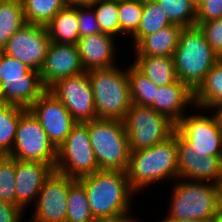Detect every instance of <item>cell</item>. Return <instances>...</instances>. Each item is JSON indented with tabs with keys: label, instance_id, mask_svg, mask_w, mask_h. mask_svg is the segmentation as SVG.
Wrapping results in <instances>:
<instances>
[{
	"label": "cell",
	"instance_id": "1",
	"mask_svg": "<svg viewBox=\"0 0 222 222\" xmlns=\"http://www.w3.org/2000/svg\"><path fill=\"white\" fill-rule=\"evenodd\" d=\"M77 180L84 187L94 219L130 216L134 191L126 171L98 170Z\"/></svg>",
	"mask_w": 222,
	"mask_h": 222
},
{
	"label": "cell",
	"instance_id": "2",
	"mask_svg": "<svg viewBox=\"0 0 222 222\" xmlns=\"http://www.w3.org/2000/svg\"><path fill=\"white\" fill-rule=\"evenodd\" d=\"M177 133L150 148L130 152L127 178L134 192L166 178H178Z\"/></svg>",
	"mask_w": 222,
	"mask_h": 222
},
{
	"label": "cell",
	"instance_id": "3",
	"mask_svg": "<svg viewBox=\"0 0 222 222\" xmlns=\"http://www.w3.org/2000/svg\"><path fill=\"white\" fill-rule=\"evenodd\" d=\"M186 180V181H185ZM183 179L172 188L167 218L217 221L222 218L220 185Z\"/></svg>",
	"mask_w": 222,
	"mask_h": 222
},
{
	"label": "cell",
	"instance_id": "4",
	"mask_svg": "<svg viewBox=\"0 0 222 222\" xmlns=\"http://www.w3.org/2000/svg\"><path fill=\"white\" fill-rule=\"evenodd\" d=\"M173 59L177 79L194 91L219 58L200 27L193 25L181 28Z\"/></svg>",
	"mask_w": 222,
	"mask_h": 222
},
{
	"label": "cell",
	"instance_id": "5",
	"mask_svg": "<svg viewBox=\"0 0 222 222\" xmlns=\"http://www.w3.org/2000/svg\"><path fill=\"white\" fill-rule=\"evenodd\" d=\"M87 72L97 118L123 121L132 105L127 70L113 66Z\"/></svg>",
	"mask_w": 222,
	"mask_h": 222
},
{
	"label": "cell",
	"instance_id": "6",
	"mask_svg": "<svg viewBox=\"0 0 222 222\" xmlns=\"http://www.w3.org/2000/svg\"><path fill=\"white\" fill-rule=\"evenodd\" d=\"M88 132L99 170L127 171L130 149L123 121L97 118L88 122Z\"/></svg>",
	"mask_w": 222,
	"mask_h": 222
},
{
	"label": "cell",
	"instance_id": "7",
	"mask_svg": "<svg viewBox=\"0 0 222 222\" xmlns=\"http://www.w3.org/2000/svg\"><path fill=\"white\" fill-rule=\"evenodd\" d=\"M46 90L40 72L0 51V102L28 109Z\"/></svg>",
	"mask_w": 222,
	"mask_h": 222
},
{
	"label": "cell",
	"instance_id": "8",
	"mask_svg": "<svg viewBox=\"0 0 222 222\" xmlns=\"http://www.w3.org/2000/svg\"><path fill=\"white\" fill-rule=\"evenodd\" d=\"M130 152L150 148L176 132V124L152 107L130 106L123 120Z\"/></svg>",
	"mask_w": 222,
	"mask_h": 222
},
{
	"label": "cell",
	"instance_id": "9",
	"mask_svg": "<svg viewBox=\"0 0 222 222\" xmlns=\"http://www.w3.org/2000/svg\"><path fill=\"white\" fill-rule=\"evenodd\" d=\"M54 170L74 179L99 170L89 139L88 122L76 123L57 150Z\"/></svg>",
	"mask_w": 222,
	"mask_h": 222
},
{
	"label": "cell",
	"instance_id": "10",
	"mask_svg": "<svg viewBox=\"0 0 222 222\" xmlns=\"http://www.w3.org/2000/svg\"><path fill=\"white\" fill-rule=\"evenodd\" d=\"M8 156L24 161L46 163L55 168L57 149L29 109L20 116L13 149Z\"/></svg>",
	"mask_w": 222,
	"mask_h": 222
},
{
	"label": "cell",
	"instance_id": "11",
	"mask_svg": "<svg viewBox=\"0 0 222 222\" xmlns=\"http://www.w3.org/2000/svg\"><path fill=\"white\" fill-rule=\"evenodd\" d=\"M176 133L202 156H222V120L220 114L184 115L176 124Z\"/></svg>",
	"mask_w": 222,
	"mask_h": 222
},
{
	"label": "cell",
	"instance_id": "12",
	"mask_svg": "<svg viewBox=\"0 0 222 222\" xmlns=\"http://www.w3.org/2000/svg\"><path fill=\"white\" fill-rule=\"evenodd\" d=\"M68 109L76 123L97 119L88 72L58 80L48 89Z\"/></svg>",
	"mask_w": 222,
	"mask_h": 222
},
{
	"label": "cell",
	"instance_id": "13",
	"mask_svg": "<svg viewBox=\"0 0 222 222\" xmlns=\"http://www.w3.org/2000/svg\"><path fill=\"white\" fill-rule=\"evenodd\" d=\"M50 43L46 26L26 23L8 39L1 51L40 72Z\"/></svg>",
	"mask_w": 222,
	"mask_h": 222
},
{
	"label": "cell",
	"instance_id": "14",
	"mask_svg": "<svg viewBox=\"0 0 222 222\" xmlns=\"http://www.w3.org/2000/svg\"><path fill=\"white\" fill-rule=\"evenodd\" d=\"M28 109L58 150L76 124L68 109L48 89Z\"/></svg>",
	"mask_w": 222,
	"mask_h": 222
},
{
	"label": "cell",
	"instance_id": "15",
	"mask_svg": "<svg viewBox=\"0 0 222 222\" xmlns=\"http://www.w3.org/2000/svg\"><path fill=\"white\" fill-rule=\"evenodd\" d=\"M69 176L55 170L41 188L32 222H66Z\"/></svg>",
	"mask_w": 222,
	"mask_h": 222
},
{
	"label": "cell",
	"instance_id": "16",
	"mask_svg": "<svg viewBox=\"0 0 222 222\" xmlns=\"http://www.w3.org/2000/svg\"><path fill=\"white\" fill-rule=\"evenodd\" d=\"M178 178L222 183V156H202L177 134Z\"/></svg>",
	"mask_w": 222,
	"mask_h": 222
},
{
	"label": "cell",
	"instance_id": "17",
	"mask_svg": "<svg viewBox=\"0 0 222 222\" xmlns=\"http://www.w3.org/2000/svg\"><path fill=\"white\" fill-rule=\"evenodd\" d=\"M85 72L76 44L49 45L45 62L40 70V77L46 89L58 80Z\"/></svg>",
	"mask_w": 222,
	"mask_h": 222
},
{
	"label": "cell",
	"instance_id": "18",
	"mask_svg": "<svg viewBox=\"0 0 222 222\" xmlns=\"http://www.w3.org/2000/svg\"><path fill=\"white\" fill-rule=\"evenodd\" d=\"M53 171L46 163L16 159L15 204L24 211L28 203L37 201L45 180Z\"/></svg>",
	"mask_w": 222,
	"mask_h": 222
},
{
	"label": "cell",
	"instance_id": "19",
	"mask_svg": "<svg viewBox=\"0 0 222 222\" xmlns=\"http://www.w3.org/2000/svg\"><path fill=\"white\" fill-rule=\"evenodd\" d=\"M114 36L97 33L79 38L77 48L85 71L115 66Z\"/></svg>",
	"mask_w": 222,
	"mask_h": 222
},
{
	"label": "cell",
	"instance_id": "20",
	"mask_svg": "<svg viewBox=\"0 0 222 222\" xmlns=\"http://www.w3.org/2000/svg\"><path fill=\"white\" fill-rule=\"evenodd\" d=\"M193 91L180 80H176L168 85L159 86L156 90L155 100L149 106L158 113L168 117L172 122L177 124L185 115L189 104L193 105Z\"/></svg>",
	"mask_w": 222,
	"mask_h": 222
},
{
	"label": "cell",
	"instance_id": "21",
	"mask_svg": "<svg viewBox=\"0 0 222 222\" xmlns=\"http://www.w3.org/2000/svg\"><path fill=\"white\" fill-rule=\"evenodd\" d=\"M181 26L171 24L159 31L144 36L136 45V56L173 57L179 43Z\"/></svg>",
	"mask_w": 222,
	"mask_h": 222
},
{
	"label": "cell",
	"instance_id": "22",
	"mask_svg": "<svg viewBox=\"0 0 222 222\" xmlns=\"http://www.w3.org/2000/svg\"><path fill=\"white\" fill-rule=\"evenodd\" d=\"M195 107L219 112L222 109V58H219L204 80L193 91Z\"/></svg>",
	"mask_w": 222,
	"mask_h": 222
},
{
	"label": "cell",
	"instance_id": "23",
	"mask_svg": "<svg viewBox=\"0 0 222 222\" xmlns=\"http://www.w3.org/2000/svg\"><path fill=\"white\" fill-rule=\"evenodd\" d=\"M50 40L60 44H77L79 23L77 6H65L46 25Z\"/></svg>",
	"mask_w": 222,
	"mask_h": 222
},
{
	"label": "cell",
	"instance_id": "24",
	"mask_svg": "<svg viewBox=\"0 0 222 222\" xmlns=\"http://www.w3.org/2000/svg\"><path fill=\"white\" fill-rule=\"evenodd\" d=\"M133 65L157 86H164L177 80L173 57L136 56Z\"/></svg>",
	"mask_w": 222,
	"mask_h": 222
},
{
	"label": "cell",
	"instance_id": "25",
	"mask_svg": "<svg viewBox=\"0 0 222 222\" xmlns=\"http://www.w3.org/2000/svg\"><path fill=\"white\" fill-rule=\"evenodd\" d=\"M26 110L18 105L0 102V156L11 153L20 116Z\"/></svg>",
	"mask_w": 222,
	"mask_h": 222
},
{
	"label": "cell",
	"instance_id": "26",
	"mask_svg": "<svg viewBox=\"0 0 222 222\" xmlns=\"http://www.w3.org/2000/svg\"><path fill=\"white\" fill-rule=\"evenodd\" d=\"M25 24L21 0H5L0 4V51L8 39Z\"/></svg>",
	"mask_w": 222,
	"mask_h": 222
},
{
	"label": "cell",
	"instance_id": "27",
	"mask_svg": "<svg viewBox=\"0 0 222 222\" xmlns=\"http://www.w3.org/2000/svg\"><path fill=\"white\" fill-rule=\"evenodd\" d=\"M171 24L157 3L153 0H143L141 21L137 31L132 35L133 44L136 45L144 36L153 34Z\"/></svg>",
	"mask_w": 222,
	"mask_h": 222
},
{
	"label": "cell",
	"instance_id": "28",
	"mask_svg": "<svg viewBox=\"0 0 222 222\" xmlns=\"http://www.w3.org/2000/svg\"><path fill=\"white\" fill-rule=\"evenodd\" d=\"M66 222H92L94 219L89 207L83 185L69 177V192L67 202Z\"/></svg>",
	"mask_w": 222,
	"mask_h": 222
},
{
	"label": "cell",
	"instance_id": "29",
	"mask_svg": "<svg viewBox=\"0 0 222 222\" xmlns=\"http://www.w3.org/2000/svg\"><path fill=\"white\" fill-rule=\"evenodd\" d=\"M26 23L46 26L65 7L63 0H21Z\"/></svg>",
	"mask_w": 222,
	"mask_h": 222
},
{
	"label": "cell",
	"instance_id": "30",
	"mask_svg": "<svg viewBox=\"0 0 222 222\" xmlns=\"http://www.w3.org/2000/svg\"><path fill=\"white\" fill-rule=\"evenodd\" d=\"M130 82V98L133 104L150 106L155 100L159 86L149 80L133 64L127 69Z\"/></svg>",
	"mask_w": 222,
	"mask_h": 222
},
{
	"label": "cell",
	"instance_id": "31",
	"mask_svg": "<svg viewBox=\"0 0 222 222\" xmlns=\"http://www.w3.org/2000/svg\"><path fill=\"white\" fill-rule=\"evenodd\" d=\"M157 3L172 24L181 27L196 24V4L192 0H153Z\"/></svg>",
	"mask_w": 222,
	"mask_h": 222
},
{
	"label": "cell",
	"instance_id": "32",
	"mask_svg": "<svg viewBox=\"0 0 222 222\" xmlns=\"http://www.w3.org/2000/svg\"><path fill=\"white\" fill-rule=\"evenodd\" d=\"M91 6L101 32L117 36L120 33L119 0H97Z\"/></svg>",
	"mask_w": 222,
	"mask_h": 222
},
{
	"label": "cell",
	"instance_id": "33",
	"mask_svg": "<svg viewBox=\"0 0 222 222\" xmlns=\"http://www.w3.org/2000/svg\"><path fill=\"white\" fill-rule=\"evenodd\" d=\"M143 11V0H119L120 33L132 36L138 29Z\"/></svg>",
	"mask_w": 222,
	"mask_h": 222
},
{
	"label": "cell",
	"instance_id": "34",
	"mask_svg": "<svg viewBox=\"0 0 222 222\" xmlns=\"http://www.w3.org/2000/svg\"><path fill=\"white\" fill-rule=\"evenodd\" d=\"M16 159L0 156V200L15 204Z\"/></svg>",
	"mask_w": 222,
	"mask_h": 222
},
{
	"label": "cell",
	"instance_id": "35",
	"mask_svg": "<svg viewBox=\"0 0 222 222\" xmlns=\"http://www.w3.org/2000/svg\"><path fill=\"white\" fill-rule=\"evenodd\" d=\"M198 25L211 48L222 58V17Z\"/></svg>",
	"mask_w": 222,
	"mask_h": 222
},
{
	"label": "cell",
	"instance_id": "36",
	"mask_svg": "<svg viewBox=\"0 0 222 222\" xmlns=\"http://www.w3.org/2000/svg\"><path fill=\"white\" fill-rule=\"evenodd\" d=\"M86 9V10H85ZM91 5L77 6L79 37L100 33L97 17Z\"/></svg>",
	"mask_w": 222,
	"mask_h": 222
},
{
	"label": "cell",
	"instance_id": "37",
	"mask_svg": "<svg viewBox=\"0 0 222 222\" xmlns=\"http://www.w3.org/2000/svg\"><path fill=\"white\" fill-rule=\"evenodd\" d=\"M222 17V0H202L196 8V24Z\"/></svg>",
	"mask_w": 222,
	"mask_h": 222
},
{
	"label": "cell",
	"instance_id": "38",
	"mask_svg": "<svg viewBox=\"0 0 222 222\" xmlns=\"http://www.w3.org/2000/svg\"><path fill=\"white\" fill-rule=\"evenodd\" d=\"M25 213L16 204L0 200V222H20Z\"/></svg>",
	"mask_w": 222,
	"mask_h": 222
},
{
	"label": "cell",
	"instance_id": "39",
	"mask_svg": "<svg viewBox=\"0 0 222 222\" xmlns=\"http://www.w3.org/2000/svg\"><path fill=\"white\" fill-rule=\"evenodd\" d=\"M92 222H136V220L130 216H115L110 218H96Z\"/></svg>",
	"mask_w": 222,
	"mask_h": 222
},
{
	"label": "cell",
	"instance_id": "40",
	"mask_svg": "<svg viewBox=\"0 0 222 222\" xmlns=\"http://www.w3.org/2000/svg\"><path fill=\"white\" fill-rule=\"evenodd\" d=\"M97 0H63V3L65 6H87V5H92L95 3Z\"/></svg>",
	"mask_w": 222,
	"mask_h": 222
},
{
	"label": "cell",
	"instance_id": "41",
	"mask_svg": "<svg viewBox=\"0 0 222 222\" xmlns=\"http://www.w3.org/2000/svg\"><path fill=\"white\" fill-rule=\"evenodd\" d=\"M161 222H216V221H204V220H193V219L179 220V219L164 217V219H162Z\"/></svg>",
	"mask_w": 222,
	"mask_h": 222
},
{
	"label": "cell",
	"instance_id": "42",
	"mask_svg": "<svg viewBox=\"0 0 222 222\" xmlns=\"http://www.w3.org/2000/svg\"><path fill=\"white\" fill-rule=\"evenodd\" d=\"M220 198H221V214H222V183L220 184Z\"/></svg>",
	"mask_w": 222,
	"mask_h": 222
},
{
	"label": "cell",
	"instance_id": "43",
	"mask_svg": "<svg viewBox=\"0 0 222 222\" xmlns=\"http://www.w3.org/2000/svg\"><path fill=\"white\" fill-rule=\"evenodd\" d=\"M195 4H196V6L202 1V0H192Z\"/></svg>",
	"mask_w": 222,
	"mask_h": 222
},
{
	"label": "cell",
	"instance_id": "44",
	"mask_svg": "<svg viewBox=\"0 0 222 222\" xmlns=\"http://www.w3.org/2000/svg\"><path fill=\"white\" fill-rule=\"evenodd\" d=\"M220 114L221 120H222V109L218 112Z\"/></svg>",
	"mask_w": 222,
	"mask_h": 222
},
{
	"label": "cell",
	"instance_id": "45",
	"mask_svg": "<svg viewBox=\"0 0 222 222\" xmlns=\"http://www.w3.org/2000/svg\"><path fill=\"white\" fill-rule=\"evenodd\" d=\"M216 222H222V218H220L219 220H217Z\"/></svg>",
	"mask_w": 222,
	"mask_h": 222
}]
</instances>
